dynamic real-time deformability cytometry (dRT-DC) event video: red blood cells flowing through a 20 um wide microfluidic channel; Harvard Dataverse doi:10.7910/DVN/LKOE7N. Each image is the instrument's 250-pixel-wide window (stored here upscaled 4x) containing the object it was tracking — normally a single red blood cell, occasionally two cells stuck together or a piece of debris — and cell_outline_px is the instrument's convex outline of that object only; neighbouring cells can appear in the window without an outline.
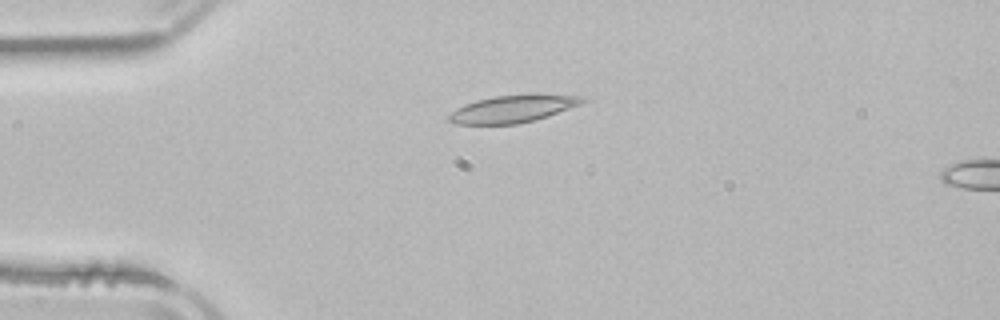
{"species": "common noctule bat (a hibernating species)", "species_latin": "Nyctalus noctula", "temperature_condition": "room temperature", "stored_images_in_passage": 5, "segment_of_instrument_passage": [1, 2], "camera_frame_rate_fps": 3000, "um_per_image_px": 0.085, "animal": {"sex": "male", "body_mass_g": 21.5, "forearm_length_mm": 52.0}, "frame": {"image": 1, "passage_image": 3, "time_ms": 2.667, "image_size_px": [1000, 320], "cell_outline_px": [[588, 100], [580, 104], [548, 116], [516, 124], [456, 124], [448, 120], [448, 116], [456, 108], [464, 104], [476, 100], [496, 96], [532, 92], [588, 96]], "centroid_in_image_um": [43.67, 9.2], "position_along_channel_um": 41.3, "area_um2": 21.79}}